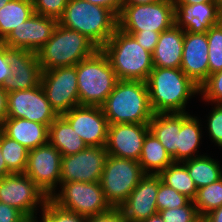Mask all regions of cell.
Returning <instances> with one entry per match:
<instances>
[{
    "label": "cell",
    "instance_id": "cell-1",
    "mask_svg": "<svg viewBox=\"0 0 222 222\" xmlns=\"http://www.w3.org/2000/svg\"><path fill=\"white\" fill-rule=\"evenodd\" d=\"M146 84L154 114L185 113L187 100L199 93V86L180 68L154 67Z\"/></svg>",
    "mask_w": 222,
    "mask_h": 222
},
{
    "label": "cell",
    "instance_id": "cell-2",
    "mask_svg": "<svg viewBox=\"0 0 222 222\" xmlns=\"http://www.w3.org/2000/svg\"><path fill=\"white\" fill-rule=\"evenodd\" d=\"M101 108L109 124H148L154 114L143 81L118 80Z\"/></svg>",
    "mask_w": 222,
    "mask_h": 222
},
{
    "label": "cell",
    "instance_id": "cell-3",
    "mask_svg": "<svg viewBox=\"0 0 222 222\" xmlns=\"http://www.w3.org/2000/svg\"><path fill=\"white\" fill-rule=\"evenodd\" d=\"M58 24L85 35L101 49L118 28V16L85 0H68Z\"/></svg>",
    "mask_w": 222,
    "mask_h": 222
},
{
    "label": "cell",
    "instance_id": "cell-4",
    "mask_svg": "<svg viewBox=\"0 0 222 222\" xmlns=\"http://www.w3.org/2000/svg\"><path fill=\"white\" fill-rule=\"evenodd\" d=\"M101 50L108 57L118 80L146 82L154 68L152 53L142 48L132 35L119 28Z\"/></svg>",
    "mask_w": 222,
    "mask_h": 222
},
{
    "label": "cell",
    "instance_id": "cell-5",
    "mask_svg": "<svg viewBox=\"0 0 222 222\" xmlns=\"http://www.w3.org/2000/svg\"><path fill=\"white\" fill-rule=\"evenodd\" d=\"M99 48L85 35L57 25L52 37L38 51L41 70L75 66L92 56Z\"/></svg>",
    "mask_w": 222,
    "mask_h": 222
},
{
    "label": "cell",
    "instance_id": "cell-6",
    "mask_svg": "<svg viewBox=\"0 0 222 222\" xmlns=\"http://www.w3.org/2000/svg\"><path fill=\"white\" fill-rule=\"evenodd\" d=\"M75 66L79 105L101 107L118 81L108 57L98 49Z\"/></svg>",
    "mask_w": 222,
    "mask_h": 222
},
{
    "label": "cell",
    "instance_id": "cell-7",
    "mask_svg": "<svg viewBox=\"0 0 222 222\" xmlns=\"http://www.w3.org/2000/svg\"><path fill=\"white\" fill-rule=\"evenodd\" d=\"M175 24L173 0L142 5H123L118 16V28L124 32H158L170 29Z\"/></svg>",
    "mask_w": 222,
    "mask_h": 222
},
{
    "label": "cell",
    "instance_id": "cell-8",
    "mask_svg": "<svg viewBox=\"0 0 222 222\" xmlns=\"http://www.w3.org/2000/svg\"><path fill=\"white\" fill-rule=\"evenodd\" d=\"M144 175L138 161L108 155L99 183L111 207H120Z\"/></svg>",
    "mask_w": 222,
    "mask_h": 222
},
{
    "label": "cell",
    "instance_id": "cell-9",
    "mask_svg": "<svg viewBox=\"0 0 222 222\" xmlns=\"http://www.w3.org/2000/svg\"><path fill=\"white\" fill-rule=\"evenodd\" d=\"M61 188L50 199L65 210L89 217L111 208L99 182H66Z\"/></svg>",
    "mask_w": 222,
    "mask_h": 222
},
{
    "label": "cell",
    "instance_id": "cell-10",
    "mask_svg": "<svg viewBox=\"0 0 222 222\" xmlns=\"http://www.w3.org/2000/svg\"><path fill=\"white\" fill-rule=\"evenodd\" d=\"M40 84L58 116L79 106L76 66L44 70Z\"/></svg>",
    "mask_w": 222,
    "mask_h": 222
},
{
    "label": "cell",
    "instance_id": "cell-11",
    "mask_svg": "<svg viewBox=\"0 0 222 222\" xmlns=\"http://www.w3.org/2000/svg\"><path fill=\"white\" fill-rule=\"evenodd\" d=\"M48 199L25 173H11L0 179V202L17 208L26 217L34 216L37 205L43 208Z\"/></svg>",
    "mask_w": 222,
    "mask_h": 222
},
{
    "label": "cell",
    "instance_id": "cell-12",
    "mask_svg": "<svg viewBox=\"0 0 222 222\" xmlns=\"http://www.w3.org/2000/svg\"><path fill=\"white\" fill-rule=\"evenodd\" d=\"M58 117L39 84L28 90L7 93V117L22 118L46 125L48 128Z\"/></svg>",
    "mask_w": 222,
    "mask_h": 222
},
{
    "label": "cell",
    "instance_id": "cell-13",
    "mask_svg": "<svg viewBox=\"0 0 222 222\" xmlns=\"http://www.w3.org/2000/svg\"><path fill=\"white\" fill-rule=\"evenodd\" d=\"M108 153L105 147L88 146L80 152L62 156L60 183L100 182Z\"/></svg>",
    "mask_w": 222,
    "mask_h": 222
},
{
    "label": "cell",
    "instance_id": "cell-14",
    "mask_svg": "<svg viewBox=\"0 0 222 222\" xmlns=\"http://www.w3.org/2000/svg\"><path fill=\"white\" fill-rule=\"evenodd\" d=\"M62 154L49 142L28 151L25 174L50 198L60 183Z\"/></svg>",
    "mask_w": 222,
    "mask_h": 222
},
{
    "label": "cell",
    "instance_id": "cell-15",
    "mask_svg": "<svg viewBox=\"0 0 222 222\" xmlns=\"http://www.w3.org/2000/svg\"><path fill=\"white\" fill-rule=\"evenodd\" d=\"M87 146L105 147L109 122L99 106H76L61 115Z\"/></svg>",
    "mask_w": 222,
    "mask_h": 222
},
{
    "label": "cell",
    "instance_id": "cell-16",
    "mask_svg": "<svg viewBox=\"0 0 222 222\" xmlns=\"http://www.w3.org/2000/svg\"><path fill=\"white\" fill-rule=\"evenodd\" d=\"M7 58L11 75L3 83L6 93L32 89L40 84L42 70L37 53L7 46Z\"/></svg>",
    "mask_w": 222,
    "mask_h": 222
},
{
    "label": "cell",
    "instance_id": "cell-17",
    "mask_svg": "<svg viewBox=\"0 0 222 222\" xmlns=\"http://www.w3.org/2000/svg\"><path fill=\"white\" fill-rule=\"evenodd\" d=\"M148 124H109L105 149L108 155L139 161Z\"/></svg>",
    "mask_w": 222,
    "mask_h": 222
},
{
    "label": "cell",
    "instance_id": "cell-18",
    "mask_svg": "<svg viewBox=\"0 0 222 222\" xmlns=\"http://www.w3.org/2000/svg\"><path fill=\"white\" fill-rule=\"evenodd\" d=\"M58 20L34 13L28 20L16 27L2 42L9 48L38 51L52 37Z\"/></svg>",
    "mask_w": 222,
    "mask_h": 222
},
{
    "label": "cell",
    "instance_id": "cell-19",
    "mask_svg": "<svg viewBox=\"0 0 222 222\" xmlns=\"http://www.w3.org/2000/svg\"><path fill=\"white\" fill-rule=\"evenodd\" d=\"M161 178L158 174H145L127 200L119 207L127 222H143L158 213L157 193Z\"/></svg>",
    "mask_w": 222,
    "mask_h": 222
},
{
    "label": "cell",
    "instance_id": "cell-20",
    "mask_svg": "<svg viewBox=\"0 0 222 222\" xmlns=\"http://www.w3.org/2000/svg\"><path fill=\"white\" fill-rule=\"evenodd\" d=\"M206 33L185 32L180 69L199 87L209 76Z\"/></svg>",
    "mask_w": 222,
    "mask_h": 222
},
{
    "label": "cell",
    "instance_id": "cell-21",
    "mask_svg": "<svg viewBox=\"0 0 222 222\" xmlns=\"http://www.w3.org/2000/svg\"><path fill=\"white\" fill-rule=\"evenodd\" d=\"M219 12L214 3L175 4V25L185 32L206 33L218 24Z\"/></svg>",
    "mask_w": 222,
    "mask_h": 222
},
{
    "label": "cell",
    "instance_id": "cell-22",
    "mask_svg": "<svg viewBox=\"0 0 222 222\" xmlns=\"http://www.w3.org/2000/svg\"><path fill=\"white\" fill-rule=\"evenodd\" d=\"M0 130L28 150L48 143L49 128L35 121L22 118H5L0 125Z\"/></svg>",
    "mask_w": 222,
    "mask_h": 222
},
{
    "label": "cell",
    "instance_id": "cell-23",
    "mask_svg": "<svg viewBox=\"0 0 222 222\" xmlns=\"http://www.w3.org/2000/svg\"><path fill=\"white\" fill-rule=\"evenodd\" d=\"M185 31L175 24L160 33L157 45L152 53L153 66L162 68H180L183 55Z\"/></svg>",
    "mask_w": 222,
    "mask_h": 222
},
{
    "label": "cell",
    "instance_id": "cell-24",
    "mask_svg": "<svg viewBox=\"0 0 222 222\" xmlns=\"http://www.w3.org/2000/svg\"><path fill=\"white\" fill-rule=\"evenodd\" d=\"M149 131L160 141L173 162H177V140L181 113H156L148 123Z\"/></svg>",
    "mask_w": 222,
    "mask_h": 222
},
{
    "label": "cell",
    "instance_id": "cell-25",
    "mask_svg": "<svg viewBox=\"0 0 222 222\" xmlns=\"http://www.w3.org/2000/svg\"><path fill=\"white\" fill-rule=\"evenodd\" d=\"M48 142L62 156L76 154L88 147L62 116H58L49 126Z\"/></svg>",
    "mask_w": 222,
    "mask_h": 222
},
{
    "label": "cell",
    "instance_id": "cell-26",
    "mask_svg": "<svg viewBox=\"0 0 222 222\" xmlns=\"http://www.w3.org/2000/svg\"><path fill=\"white\" fill-rule=\"evenodd\" d=\"M138 162L145 174H159L171 165L173 160L160 141L149 131L145 136Z\"/></svg>",
    "mask_w": 222,
    "mask_h": 222
},
{
    "label": "cell",
    "instance_id": "cell-27",
    "mask_svg": "<svg viewBox=\"0 0 222 222\" xmlns=\"http://www.w3.org/2000/svg\"><path fill=\"white\" fill-rule=\"evenodd\" d=\"M199 120L188 115L187 112L181 113V128L178 132L177 140V162L189 160L198 155L197 148L201 139Z\"/></svg>",
    "mask_w": 222,
    "mask_h": 222
},
{
    "label": "cell",
    "instance_id": "cell-28",
    "mask_svg": "<svg viewBox=\"0 0 222 222\" xmlns=\"http://www.w3.org/2000/svg\"><path fill=\"white\" fill-rule=\"evenodd\" d=\"M35 13L32 0H11L0 9V41Z\"/></svg>",
    "mask_w": 222,
    "mask_h": 222
},
{
    "label": "cell",
    "instance_id": "cell-29",
    "mask_svg": "<svg viewBox=\"0 0 222 222\" xmlns=\"http://www.w3.org/2000/svg\"><path fill=\"white\" fill-rule=\"evenodd\" d=\"M182 163L185 164L197 189L217 182L222 178V170L218 162L208 156L200 155Z\"/></svg>",
    "mask_w": 222,
    "mask_h": 222
},
{
    "label": "cell",
    "instance_id": "cell-30",
    "mask_svg": "<svg viewBox=\"0 0 222 222\" xmlns=\"http://www.w3.org/2000/svg\"><path fill=\"white\" fill-rule=\"evenodd\" d=\"M158 175L164 184L174 188L177 192L185 195L191 201L195 199L197 194V187L193 179L190 177L184 163L173 162L165 170H162Z\"/></svg>",
    "mask_w": 222,
    "mask_h": 222
},
{
    "label": "cell",
    "instance_id": "cell-31",
    "mask_svg": "<svg viewBox=\"0 0 222 222\" xmlns=\"http://www.w3.org/2000/svg\"><path fill=\"white\" fill-rule=\"evenodd\" d=\"M0 146L7 168L12 173H24L27 166L28 149L0 130Z\"/></svg>",
    "mask_w": 222,
    "mask_h": 222
},
{
    "label": "cell",
    "instance_id": "cell-32",
    "mask_svg": "<svg viewBox=\"0 0 222 222\" xmlns=\"http://www.w3.org/2000/svg\"><path fill=\"white\" fill-rule=\"evenodd\" d=\"M193 202L201 217L222 206V178L210 185L198 188Z\"/></svg>",
    "mask_w": 222,
    "mask_h": 222
},
{
    "label": "cell",
    "instance_id": "cell-33",
    "mask_svg": "<svg viewBox=\"0 0 222 222\" xmlns=\"http://www.w3.org/2000/svg\"><path fill=\"white\" fill-rule=\"evenodd\" d=\"M209 75L222 70V28L219 24L207 32Z\"/></svg>",
    "mask_w": 222,
    "mask_h": 222
},
{
    "label": "cell",
    "instance_id": "cell-34",
    "mask_svg": "<svg viewBox=\"0 0 222 222\" xmlns=\"http://www.w3.org/2000/svg\"><path fill=\"white\" fill-rule=\"evenodd\" d=\"M189 201L190 199L185 195L180 194L174 188L160 181L156 201L158 212L185 206Z\"/></svg>",
    "mask_w": 222,
    "mask_h": 222
},
{
    "label": "cell",
    "instance_id": "cell-35",
    "mask_svg": "<svg viewBox=\"0 0 222 222\" xmlns=\"http://www.w3.org/2000/svg\"><path fill=\"white\" fill-rule=\"evenodd\" d=\"M42 222H86V217L59 207L50 198L42 208Z\"/></svg>",
    "mask_w": 222,
    "mask_h": 222
},
{
    "label": "cell",
    "instance_id": "cell-36",
    "mask_svg": "<svg viewBox=\"0 0 222 222\" xmlns=\"http://www.w3.org/2000/svg\"><path fill=\"white\" fill-rule=\"evenodd\" d=\"M158 213L164 222H197L201 218L191 200L185 206L161 210Z\"/></svg>",
    "mask_w": 222,
    "mask_h": 222
},
{
    "label": "cell",
    "instance_id": "cell-37",
    "mask_svg": "<svg viewBox=\"0 0 222 222\" xmlns=\"http://www.w3.org/2000/svg\"><path fill=\"white\" fill-rule=\"evenodd\" d=\"M199 93L208 102L222 103V70L209 75L200 85Z\"/></svg>",
    "mask_w": 222,
    "mask_h": 222
},
{
    "label": "cell",
    "instance_id": "cell-38",
    "mask_svg": "<svg viewBox=\"0 0 222 222\" xmlns=\"http://www.w3.org/2000/svg\"><path fill=\"white\" fill-rule=\"evenodd\" d=\"M36 14L59 20L68 0H32Z\"/></svg>",
    "mask_w": 222,
    "mask_h": 222
},
{
    "label": "cell",
    "instance_id": "cell-39",
    "mask_svg": "<svg viewBox=\"0 0 222 222\" xmlns=\"http://www.w3.org/2000/svg\"><path fill=\"white\" fill-rule=\"evenodd\" d=\"M208 117V130L212 140L222 147V103H217Z\"/></svg>",
    "mask_w": 222,
    "mask_h": 222
},
{
    "label": "cell",
    "instance_id": "cell-40",
    "mask_svg": "<svg viewBox=\"0 0 222 222\" xmlns=\"http://www.w3.org/2000/svg\"><path fill=\"white\" fill-rule=\"evenodd\" d=\"M86 222H127V221L124 213L119 207H111L106 212L86 217Z\"/></svg>",
    "mask_w": 222,
    "mask_h": 222
},
{
    "label": "cell",
    "instance_id": "cell-41",
    "mask_svg": "<svg viewBox=\"0 0 222 222\" xmlns=\"http://www.w3.org/2000/svg\"><path fill=\"white\" fill-rule=\"evenodd\" d=\"M126 33L132 35L137 41V43L150 53H153L160 36V33L158 32H126Z\"/></svg>",
    "mask_w": 222,
    "mask_h": 222
},
{
    "label": "cell",
    "instance_id": "cell-42",
    "mask_svg": "<svg viewBox=\"0 0 222 222\" xmlns=\"http://www.w3.org/2000/svg\"><path fill=\"white\" fill-rule=\"evenodd\" d=\"M25 218L17 208L0 202V222H22Z\"/></svg>",
    "mask_w": 222,
    "mask_h": 222
},
{
    "label": "cell",
    "instance_id": "cell-43",
    "mask_svg": "<svg viewBox=\"0 0 222 222\" xmlns=\"http://www.w3.org/2000/svg\"><path fill=\"white\" fill-rule=\"evenodd\" d=\"M11 75L7 58V45L0 41V87L3 88L4 80Z\"/></svg>",
    "mask_w": 222,
    "mask_h": 222
},
{
    "label": "cell",
    "instance_id": "cell-44",
    "mask_svg": "<svg viewBox=\"0 0 222 222\" xmlns=\"http://www.w3.org/2000/svg\"><path fill=\"white\" fill-rule=\"evenodd\" d=\"M85 1L91 4L108 8L109 10L113 11L117 16L120 15L124 2V0H85Z\"/></svg>",
    "mask_w": 222,
    "mask_h": 222
},
{
    "label": "cell",
    "instance_id": "cell-45",
    "mask_svg": "<svg viewBox=\"0 0 222 222\" xmlns=\"http://www.w3.org/2000/svg\"><path fill=\"white\" fill-rule=\"evenodd\" d=\"M7 117V93L0 87V125Z\"/></svg>",
    "mask_w": 222,
    "mask_h": 222
},
{
    "label": "cell",
    "instance_id": "cell-46",
    "mask_svg": "<svg viewBox=\"0 0 222 222\" xmlns=\"http://www.w3.org/2000/svg\"><path fill=\"white\" fill-rule=\"evenodd\" d=\"M203 218L206 222H222V206L210 211Z\"/></svg>",
    "mask_w": 222,
    "mask_h": 222
},
{
    "label": "cell",
    "instance_id": "cell-47",
    "mask_svg": "<svg viewBox=\"0 0 222 222\" xmlns=\"http://www.w3.org/2000/svg\"><path fill=\"white\" fill-rule=\"evenodd\" d=\"M11 173L12 172L6 166V162L3 158V155L1 152V146H0V179Z\"/></svg>",
    "mask_w": 222,
    "mask_h": 222
},
{
    "label": "cell",
    "instance_id": "cell-48",
    "mask_svg": "<svg viewBox=\"0 0 222 222\" xmlns=\"http://www.w3.org/2000/svg\"><path fill=\"white\" fill-rule=\"evenodd\" d=\"M175 4H199V3H213V0H173Z\"/></svg>",
    "mask_w": 222,
    "mask_h": 222
},
{
    "label": "cell",
    "instance_id": "cell-49",
    "mask_svg": "<svg viewBox=\"0 0 222 222\" xmlns=\"http://www.w3.org/2000/svg\"><path fill=\"white\" fill-rule=\"evenodd\" d=\"M158 1L160 0H124L123 5H142Z\"/></svg>",
    "mask_w": 222,
    "mask_h": 222
},
{
    "label": "cell",
    "instance_id": "cell-50",
    "mask_svg": "<svg viewBox=\"0 0 222 222\" xmlns=\"http://www.w3.org/2000/svg\"><path fill=\"white\" fill-rule=\"evenodd\" d=\"M143 222H164L162 217L160 216L159 213L150 216L148 219L144 220Z\"/></svg>",
    "mask_w": 222,
    "mask_h": 222
},
{
    "label": "cell",
    "instance_id": "cell-51",
    "mask_svg": "<svg viewBox=\"0 0 222 222\" xmlns=\"http://www.w3.org/2000/svg\"><path fill=\"white\" fill-rule=\"evenodd\" d=\"M35 218V216L26 217L22 222H38Z\"/></svg>",
    "mask_w": 222,
    "mask_h": 222
},
{
    "label": "cell",
    "instance_id": "cell-52",
    "mask_svg": "<svg viewBox=\"0 0 222 222\" xmlns=\"http://www.w3.org/2000/svg\"><path fill=\"white\" fill-rule=\"evenodd\" d=\"M213 3L221 10L222 9V0H213Z\"/></svg>",
    "mask_w": 222,
    "mask_h": 222
},
{
    "label": "cell",
    "instance_id": "cell-53",
    "mask_svg": "<svg viewBox=\"0 0 222 222\" xmlns=\"http://www.w3.org/2000/svg\"><path fill=\"white\" fill-rule=\"evenodd\" d=\"M11 0H0V9L4 7L7 3H9Z\"/></svg>",
    "mask_w": 222,
    "mask_h": 222
},
{
    "label": "cell",
    "instance_id": "cell-54",
    "mask_svg": "<svg viewBox=\"0 0 222 222\" xmlns=\"http://www.w3.org/2000/svg\"><path fill=\"white\" fill-rule=\"evenodd\" d=\"M218 24L221 26L222 28V9L220 10L219 12V21H218Z\"/></svg>",
    "mask_w": 222,
    "mask_h": 222
},
{
    "label": "cell",
    "instance_id": "cell-55",
    "mask_svg": "<svg viewBox=\"0 0 222 222\" xmlns=\"http://www.w3.org/2000/svg\"><path fill=\"white\" fill-rule=\"evenodd\" d=\"M199 222H206L203 217L199 219Z\"/></svg>",
    "mask_w": 222,
    "mask_h": 222
}]
</instances>
